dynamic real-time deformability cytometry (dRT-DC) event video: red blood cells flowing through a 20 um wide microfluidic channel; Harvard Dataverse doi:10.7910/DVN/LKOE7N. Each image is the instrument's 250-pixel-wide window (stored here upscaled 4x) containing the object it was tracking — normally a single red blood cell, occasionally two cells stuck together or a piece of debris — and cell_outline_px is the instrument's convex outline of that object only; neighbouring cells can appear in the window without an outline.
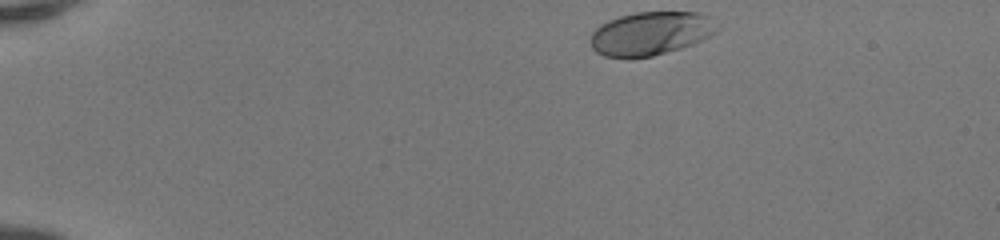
{"species": "human", "species_latin": "Homo sapiens", "temperature_condition": "room temperature", "stored_images_in_passage": 42, "camera_frame_rate_fps": 3000, "um_per_image_px": 0.085, "donor": {"sex": "female"}, "frame": {"image": 1, "passage_image": 1, "time_ms": 0.0, "image_size_px": [1000, 240], "cell_outline_px": [[720, 28], [716, 32], [692, 44], [680, 48], [652, 56], [628, 60], [604, 56], [596, 52], [592, 48], [588, 40], [592, 32], [600, 24], [608, 20], [620, 16], [636, 12], [696, 12], [708, 16], [720, 24]], "centroid_in_image_um": [55.27, 2.86], "position_along_channel_um": 29.7, "area_um2": 32.66}}
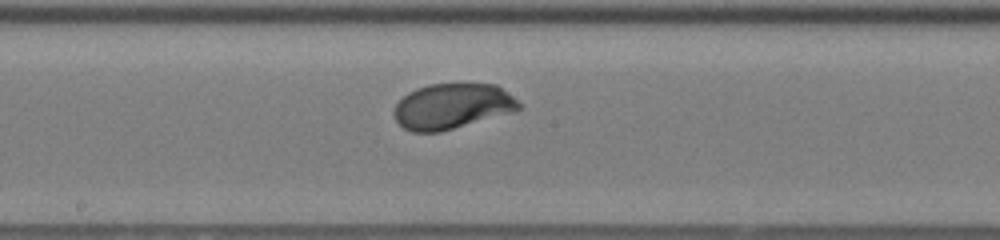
{"frame": {"image": 2, "passage_image": 21, "time_ms": 6.667, "image_size_px": [1000, 240], "cell_outline_px": [[524, 108], [516, 112], [440, 132], [412, 132], [404, 128], [396, 120], [392, 112], [396, 104], [408, 92], [416, 88], [428, 84], [496, 84], [512, 96]], "centroid_in_image_um": [38.45, 9.04], "position_along_channel_um": 209.7, "area_um2": 33.29}}
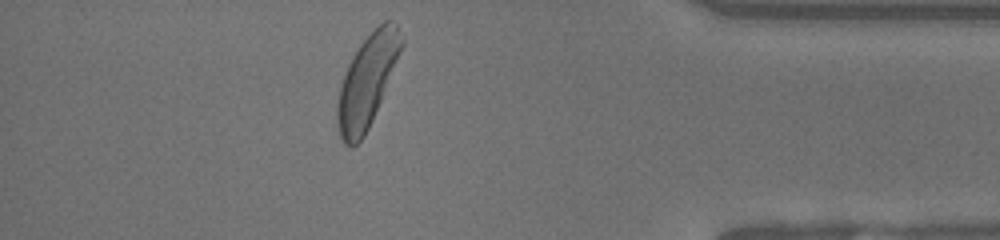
{"frame": {"image": 3, "passage_image": 37, "time_ms": 12.0, "image_size_px": [1000, 240], "cell_outline_px": [[404, 44], [372, 120], [364, 136], [352, 148], [344, 144], [340, 136], [336, 124], [336, 104], [340, 84], [348, 64], [352, 56], [360, 44], [384, 20], [392, 20], [396, 24], [404, 40]], "centroid_in_image_um": [31.18, 6.91], "position_along_channel_um": 404.0, "area_um2": 34.1}, "authors_computed_cell_mechanics": {"area_um2": 32.946, "velocity_mm_per_s": 4.1497, "shape_relaxation_time_tau1_ms": 1.6722, "shape_relaxation_time_tau2_ms": null, "deformation_change_tau1": 0.1327, "deformation_change_tau2": null}}